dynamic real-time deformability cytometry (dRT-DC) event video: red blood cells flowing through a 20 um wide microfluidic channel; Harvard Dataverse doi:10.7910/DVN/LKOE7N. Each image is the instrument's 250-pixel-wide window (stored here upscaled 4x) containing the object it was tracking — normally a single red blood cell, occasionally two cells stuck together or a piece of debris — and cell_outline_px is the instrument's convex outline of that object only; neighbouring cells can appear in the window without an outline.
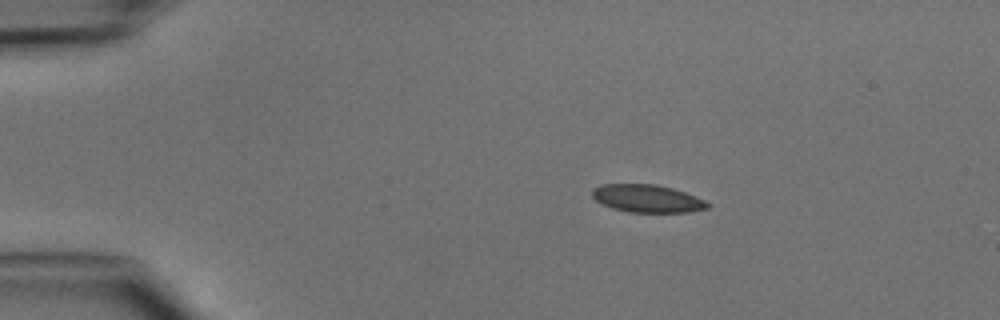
{"species": "common noctule bat (a hibernating species)", "species_latin": "Nyctalus noctula", "temperature_condition": "cold", "stored_images_in_passage": 4, "camera_frame_rate_fps": 3000, "um_per_image_px": 0.085, "animal": {"sex": "male", "body_mass_g": 15.6}, "frame": {"image": 1, "passage_image": 2, "time_ms": 1.333, "image_size_px": [1000, 320], "cell_outline_px": [[708, 208], [688, 212], [628, 212], [612, 208], [596, 200], [592, 196], [592, 188], [604, 184], [656, 184], [672, 188], [696, 196], [704, 200], [708, 204]], "centroid_in_image_um": [55.0, 16.87], "position_along_channel_um": 30.0, "area_um2": 18.5}}
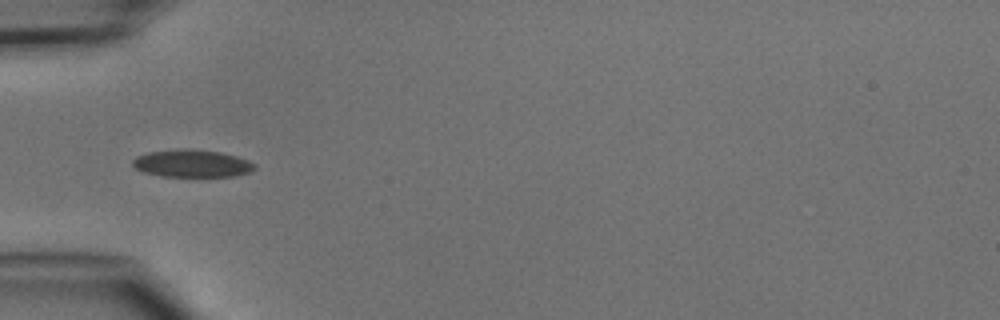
{"frame": {"image": 2, "passage_image": 4, "time_ms": 3.667, "image_size_px": [1000, 320], "cell_outline_px": [[256, 168], [252, 172], [236, 176], [160, 176], [144, 172], [136, 168], [132, 164], [132, 160], [136, 156], [148, 152], [184, 148], [188, 148], [220, 152], [236, 156], [248, 160], [256, 164]], "centroid_in_image_um": [16.34, 13.89], "position_along_channel_um": 68.7, "area_um2": 19.65}}